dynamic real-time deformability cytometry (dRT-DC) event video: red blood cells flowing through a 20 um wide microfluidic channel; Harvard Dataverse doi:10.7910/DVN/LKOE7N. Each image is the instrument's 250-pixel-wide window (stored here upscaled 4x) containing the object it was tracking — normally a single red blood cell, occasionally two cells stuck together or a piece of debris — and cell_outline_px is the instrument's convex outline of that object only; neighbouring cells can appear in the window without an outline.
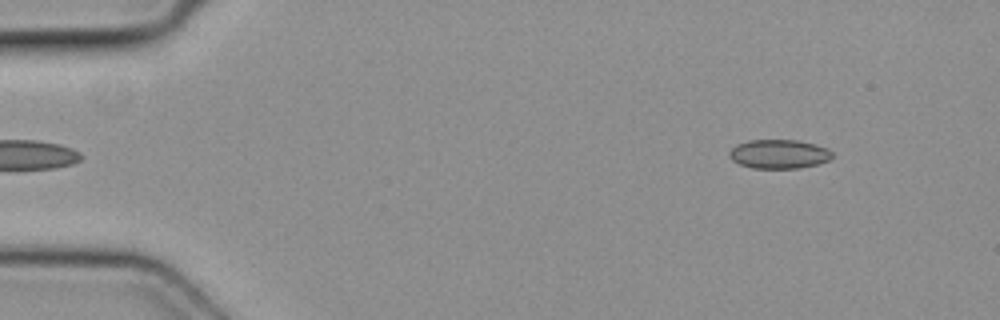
{"species": "common noctule bat (a hibernating species)", "species_latin": "Nyctalus noctula", "temperature_condition": "cold", "stored_images_in_passage": 3, "camera_frame_rate_fps": 3000, "um_per_image_px": 0.085, "animal": {"sex": "female", "body_mass_g": 19.3, "forearm_length_mm": 54.1}, "frame": {"image": 1, "passage_image": 3, "time_ms": 0.667, "image_size_px": [1000, 320], "cell_outline_px": [[832, 156], [828, 160], [816, 164], [800, 168], [752, 168], [740, 164], [732, 160], [728, 156], [728, 152], [736, 144], [752, 140], [796, 140], [828, 148], [832, 152]], "centroid_in_image_um": [66.18, 13.09], "position_along_channel_um": 18.8, "area_um2": 17.28}}